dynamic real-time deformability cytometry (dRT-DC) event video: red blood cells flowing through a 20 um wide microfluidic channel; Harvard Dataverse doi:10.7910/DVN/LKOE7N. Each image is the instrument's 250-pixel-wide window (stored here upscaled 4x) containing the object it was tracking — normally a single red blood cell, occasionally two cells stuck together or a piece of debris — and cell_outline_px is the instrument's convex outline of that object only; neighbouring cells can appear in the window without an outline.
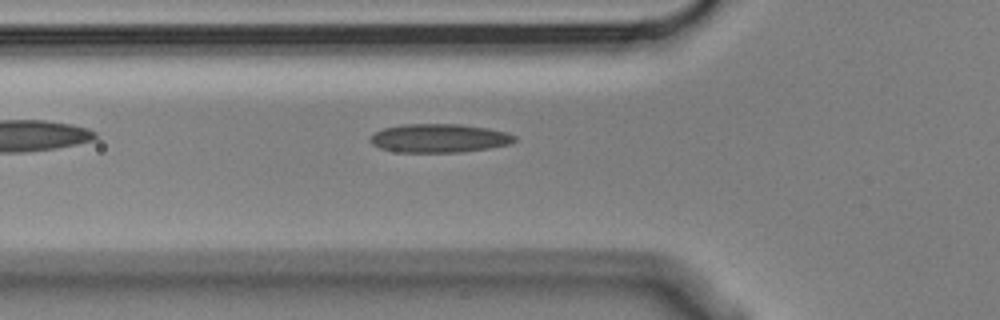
{"species": "Egyptian fruit bat (a non-hibernating species)", "species_latin": "Rousettus aegyptiacus", "temperature_condition": "cold", "stored_images_in_passage": 3, "camera_frame_rate_fps": 3000, "um_per_image_px": 0.085, "animal": {"sex": "male"}, "frame": {"image": 1, "passage_image": 3, "time_ms": 0.667, "image_size_px": [1000, 320], "cell_outline_px": [[516, 140], [512, 144], [488, 148], [460, 152], [400, 152], [380, 148], [372, 144], [368, 140], [376, 132], [384, 128], [400, 124], [460, 124], [488, 128], [504, 132], [516, 136]], "centroid_in_image_um": [37.33, 11.74], "position_along_channel_um": 88.5, "area_um2": 24.04}}